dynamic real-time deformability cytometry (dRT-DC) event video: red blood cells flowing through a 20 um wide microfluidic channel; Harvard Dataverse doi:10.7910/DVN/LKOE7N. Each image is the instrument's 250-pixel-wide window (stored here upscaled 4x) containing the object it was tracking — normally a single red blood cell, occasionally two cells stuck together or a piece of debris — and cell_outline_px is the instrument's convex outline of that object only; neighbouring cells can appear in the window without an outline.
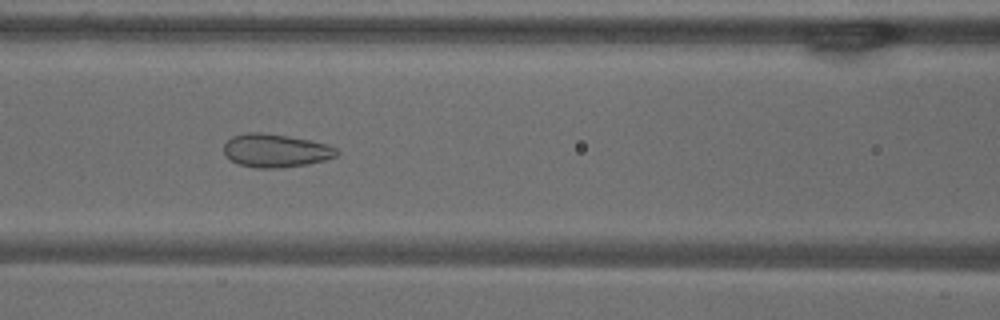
{"species": "common noctule bat (a hibernating species)", "species_latin": "Nyctalus noctula", "temperature_condition": "warm", "stored_images_in_passage": 45, "camera_frame_rate_fps": 3000, "um_per_image_px": 0.085, "animal": {"sex": "male", "body_mass_g": 18.8}, "frame": {"image": 1, "passage_image": 19, "time_ms": 6.0, "image_size_px": [1000, 320], "cell_outline_px": [[340, 152], [336, 156], [324, 160], [308, 164], [280, 168], [256, 168], [240, 164], [224, 156], [224, 144], [232, 136], [248, 132], [260, 132], [288, 136], [328, 144], [336, 148]], "centroid_in_image_um": [23.43, 12.8], "position_along_channel_um": 143.2, "area_um2": 21.91}}
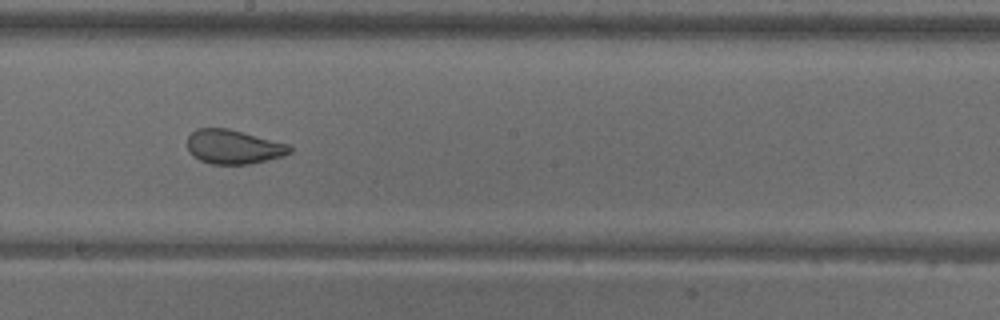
{"frame": {"image": 2, "passage_image": 26, "time_ms": 8.333, "image_size_px": [1000, 320], "cell_outline_px": [[292, 152], [284, 156], [248, 164], [212, 164], [200, 160], [192, 156], [188, 152], [188, 136], [196, 128], [228, 128], [288, 144], [292, 148]], "centroid_in_image_um": [19.83, 12.48], "position_along_channel_um": 228.4, "area_um2": 20.4}}
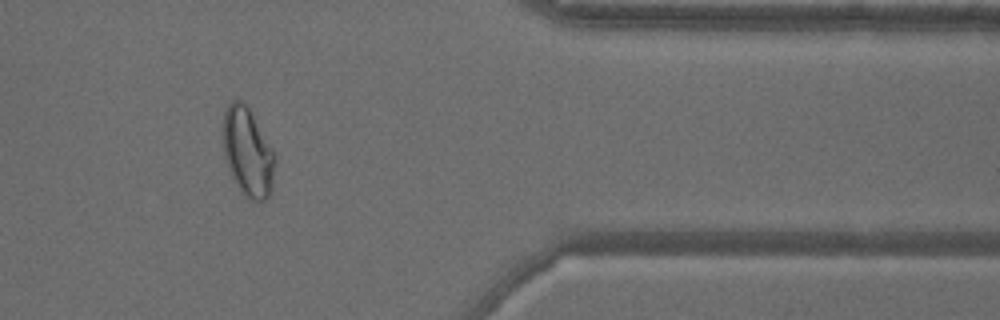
{"frame": {"image": 3, "passage_image": 41, "time_ms": 13.333, "image_size_px": [1000, 320], "cell_outline_px": [[276, 160], [272, 192], [264, 200], [252, 200], [244, 196], [232, 176], [224, 156], [220, 132], [224, 112], [228, 104], [232, 100], [244, 100], [248, 104], [276, 156]], "centroid_in_image_um": [21.04, 12.87], "position_along_channel_um": 390.4, "area_um2": 27.57}}